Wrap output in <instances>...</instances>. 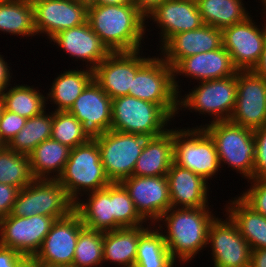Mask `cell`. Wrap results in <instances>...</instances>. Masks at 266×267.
<instances>
[{
    "label": "cell",
    "instance_id": "ab89813d",
    "mask_svg": "<svg viewBox=\"0 0 266 267\" xmlns=\"http://www.w3.org/2000/svg\"><path fill=\"white\" fill-rule=\"evenodd\" d=\"M251 183L239 197L255 212L266 217V177L247 180Z\"/></svg>",
    "mask_w": 266,
    "mask_h": 267
},
{
    "label": "cell",
    "instance_id": "74e56055",
    "mask_svg": "<svg viewBox=\"0 0 266 267\" xmlns=\"http://www.w3.org/2000/svg\"><path fill=\"white\" fill-rule=\"evenodd\" d=\"M112 208L114 230L148 223L139 215L128 191L121 183H112Z\"/></svg>",
    "mask_w": 266,
    "mask_h": 267
},
{
    "label": "cell",
    "instance_id": "d6986e66",
    "mask_svg": "<svg viewBox=\"0 0 266 267\" xmlns=\"http://www.w3.org/2000/svg\"><path fill=\"white\" fill-rule=\"evenodd\" d=\"M88 1L46 0L33 6L36 35L50 40L58 32L87 22Z\"/></svg>",
    "mask_w": 266,
    "mask_h": 267
},
{
    "label": "cell",
    "instance_id": "52a82bcc",
    "mask_svg": "<svg viewBox=\"0 0 266 267\" xmlns=\"http://www.w3.org/2000/svg\"><path fill=\"white\" fill-rule=\"evenodd\" d=\"M236 95L237 73L222 79L201 81L188 94H179L178 110L209 115L213 118L210 123L229 121L235 108Z\"/></svg>",
    "mask_w": 266,
    "mask_h": 267
},
{
    "label": "cell",
    "instance_id": "cb8c5ba5",
    "mask_svg": "<svg viewBox=\"0 0 266 267\" xmlns=\"http://www.w3.org/2000/svg\"><path fill=\"white\" fill-rule=\"evenodd\" d=\"M171 207H209L210 183L202 177L173 163L167 172Z\"/></svg>",
    "mask_w": 266,
    "mask_h": 267
},
{
    "label": "cell",
    "instance_id": "836d02e7",
    "mask_svg": "<svg viewBox=\"0 0 266 267\" xmlns=\"http://www.w3.org/2000/svg\"><path fill=\"white\" fill-rule=\"evenodd\" d=\"M53 111L28 118L24 127L7 145L19 154L29 155L40 143L51 138Z\"/></svg>",
    "mask_w": 266,
    "mask_h": 267
},
{
    "label": "cell",
    "instance_id": "7a4b0ae2",
    "mask_svg": "<svg viewBox=\"0 0 266 267\" xmlns=\"http://www.w3.org/2000/svg\"><path fill=\"white\" fill-rule=\"evenodd\" d=\"M87 21L111 52L142 50L149 30L146 16L134 5H88Z\"/></svg>",
    "mask_w": 266,
    "mask_h": 267
},
{
    "label": "cell",
    "instance_id": "4fadbf2b",
    "mask_svg": "<svg viewBox=\"0 0 266 267\" xmlns=\"http://www.w3.org/2000/svg\"><path fill=\"white\" fill-rule=\"evenodd\" d=\"M224 217L227 218L217 216L208 231L207 247L211 248L213 267H249L250 245L231 218Z\"/></svg>",
    "mask_w": 266,
    "mask_h": 267
},
{
    "label": "cell",
    "instance_id": "f546056e",
    "mask_svg": "<svg viewBox=\"0 0 266 267\" xmlns=\"http://www.w3.org/2000/svg\"><path fill=\"white\" fill-rule=\"evenodd\" d=\"M70 148L52 138L40 143L28 156L34 179H58L68 161Z\"/></svg>",
    "mask_w": 266,
    "mask_h": 267
},
{
    "label": "cell",
    "instance_id": "30bf717a",
    "mask_svg": "<svg viewBox=\"0 0 266 267\" xmlns=\"http://www.w3.org/2000/svg\"><path fill=\"white\" fill-rule=\"evenodd\" d=\"M148 137L115 130L96 138L105 173L111 183H121L133 175L138 157Z\"/></svg>",
    "mask_w": 266,
    "mask_h": 267
},
{
    "label": "cell",
    "instance_id": "db71d44e",
    "mask_svg": "<svg viewBox=\"0 0 266 267\" xmlns=\"http://www.w3.org/2000/svg\"><path fill=\"white\" fill-rule=\"evenodd\" d=\"M3 110H4V103H3L2 97L0 96V118H1Z\"/></svg>",
    "mask_w": 266,
    "mask_h": 267
},
{
    "label": "cell",
    "instance_id": "4316f807",
    "mask_svg": "<svg viewBox=\"0 0 266 267\" xmlns=\"http://www.w3.org/2000/svg\"><path fill=\"white\" fill-rule=\"evenodd\" d=\"M146 228L141 225L103 232L104 263L109 261L115 267L135 266L139 235Z\"/></svg>",
    "mask_w": 266,
    "mask_h": 267
},
{
    "label": "cell",
    "instance_id": "44dd1931",
    "mask_svg": "<svg viewBox=\"0 0 266 267\" xmlns=\"http://www.w3.org/2000/svg\"><path fill=\"white\" fill-rule=\"evenodd\" d=\"M172 69L174 87L178 94L181 93L179 80L177 81L178 75L201 82L233 76L238 71L232 63L230 54L223 46L210 52L183 58Z\"/></svg>",
    "mask_w": 266,
    "mask_h": 267
},
{
    "label": "cell",
    "instance_id": "603a6c76",
    "mask_svg": "<svg viewBox=\"0 0 266 267\" xmlns=\"http://www.w3.org/2000/svg\"><path fill=\"white\" fill-rule=\"evenodd\" d=\"M222 46V31L204 24L198 29L172 36L161 48L160 56L173 68L181 59Z\"/></svg>",
    "mask_w": 266,
    "mask_h": 267
},
{
    "label": "cell",
    "instance_id": "8fae6325",
    "mask_svg": "<svg viewBox=\"0 0 266 267\" xmlns=\"http://www.w3.org/2000/svg\"><path fill=\"white\" fill-rule=\"evenodd\" d=\"M55 221L54 217L39 214L29 217L9 214L0 219V245L16 250L26 259H32Z\"/></svg>",
    "mask_w": 266,
    "mask_h": 267
},
{
    "label": "cell",
    "instance_id": "1f68e13d",
    "mask_svg": "<svg viewBox=\"0 0 266 267\" xmlns=\"http://www.w3.org/2000/svg\"><path fill=\"white\" fill-rule=\"evenodd\" d=\"M243 0H196L203 22L224 29L245 21L250 13Z\"/></svg>",
    "mask_w": 266,
    "mask_h": 267
},
{
    "label": "cell",
    "instance_id": "7c38bea8",
    "mask_svg": "<svg viewBox=\"0 0 266 267\" xmlns=\"http://www.w3.org/2000/svg\"><path fill=\"white\" fill-rule=\"evenodd\" d=\"M262 10H265L263 14L266 15V5H262ZM252 19L253 16H249L245 21L221 30L222 46L230 54L232 63L238 71H250L254 68L266 41V22L262 24L261 29Z\"/></svg>",
    "mask_w": 266,
    "mask_h": 267
},
{
    "label": "cell",
    "instance_id": "9f6ffc18",
    "mask_svg": "<svg viewBox=\"0 0 266 267\" xmlns=\"http://www.w3.org/2000/svg\"><path fill=\"white\" fill-rule=\"evenodd\" d=\"M5 146V144L0 140V150Z\"/></svg>",
    "mask_w": 266,
    "mask_h": 267
},
{
    "label": "cell",
    "instance_id": "2e32d148",
    "mask_svg": "<svg viewBox=\"0 0 266 267\" xmlns=\"http://www.w3.org/2000/svg\"><path fill=\"white\" fill-rule=\"evenodd\" d=\"M230 122L255 130L266 125V80L250 71H237V95Z\"/></svg>",
    "mask_w": 266,
    "mask_h": 267
},
{
    "label": "cell",
    "instance_id": "8992f818",
    "mask_svg": "<svg viewBox=\"0 0 266 267\" xmlns=\"http://www.w3.org/2000/svg\"><path fill=\"white\" fill-rule=\"evenodd\" d=\"M74 210L75 202L57 179H34L19 190L10 214L17 217L39 214L57 220Z\"/></svg>",
    "mask_w": 266,
    "mask_h": 267
},
{
    "label": "cell",
    "instance_id": "9a60e30c",
    "mask_svg": "<svg viewBox=\"0 0 266 267\" xmlns=\"http://www.w3.org/2000/svg\"><path fill=\"white\" fill-rule=\"evenodd\" d=\"M84 228L81 217L75 210L70 215L57 219L33 259L49 266L72 267L78 236Z\"/></svg>",
    "mask_w": 266,
    "mask_h": 267
},
{
    "label": "cell",
    "instance_id": "f35d334b",
    "mask_svg": "<svg viewBox=\"0 0 266 267\" xmlns=\"http://www.w3.org/2000/svg\"><path fill=\"white\" fill-rule=\"evenodd\" d=\"M150 257H171L164 236L155 224L147 225V228L139 235L137 246L136 258Z\"/></svg>",
    "mask_w": 266,
    "mask_h": 267
},
{
    "label": "cell",
    "instance_id": "b9f144b4",
    "mask_svg": "<svg viewBox=\"0 0 266 267\" xmlns=\"http://www.w3.org/2000/svg\"><path fill=\"white\" fill-rule=\"evenodd\" d=\"M255 140V160L253 178L266 177V125L253 130Z\"/></svg>",
    "mask_w": 266,
    "mask_h": 267
},
{
    "label": "cell",
    "instance_id": "d6a6232c",
    "mask_svg": "<svg viewBox=\"0 0 266 267\" xmlns=\"http://www.w3.org/2000/svg\"><path fill=\"white\" fill-rule=\"evenodd\" d=\"M10 87V88H8ZM1 94L4 108L8 111L31 118L47 110L46 96L38 90V87L14 84L9 85ZM42 93V94H41Z\"/></svg>",
    "mask_w": 266,
    "mask_h": 267
},
{
    "label": "cell",
    "instance_id": "816d5d0a",
    "mask_svg": "<svg viewBox=\"0 0 266 267\" xmlns=\"http://www.w3.org/2000/svg\"><path fill=\"white\" fill-rule=\"evenodd\" d=\"M25 267H57V266H49V265L41 264L32 258V259L26 260Z\"/></svg>",
    "mask_w": 266,
    "mask_h": 267
},
{
    "label": "cell",
    "instance_id": "e575fe53",
    "mask_svg": "<svg viewBox=\"0 0 266 267\" xmlns=\"http://www.w3.org/2000/svg\"><path fill=\"white\" fill-rule=\"evenodd\" d=\"M33 180L29 156L19 154L5 145L0 150V183L15 186L20 190Z\"/></svg>",
    "mask_w": 266,
    "mask_h": 267
},
{
    "label": "cell",
    "instance_id": "e0dca14e",
    "mask_svg": "<svg viewBox=\"0 0 266 267\" xmlns=\"http://www.w3.org/2000/svg\"><path fill=\"white\" fill-rule=\"evenodd\" d=\"M121 184L128 191L139 215L148 223L156 224L171 208L167 176H130ZM150 220V222H149Z\"/></svg>",
    "mask_w": 266,
    "mask_h": 267
},
{
    "label": "cell",
    "instance_id": "d590c367",
    "mask_svg": "<svg viewBox=\"0 0 266 267\" xmlns=\"http://www.w3.org/2000/svg\"><path fill=\"white\" fill-rule=\"evenodd\" d=\"M103 232L84 228L78 236L72 267H102Z\"/></svg>",
    "mask_w": 266,
    "mask_h": 267
},
{
    "label": "cell",
    "instance_id": "4dcf8cb0",
    "mask_svg": "<svg viewBox=\"0 0 266 267\" xmlns=\"http://www.w3.org/2000/svg\"><path fill=\"white\" fill-rule=\"evenodd\" d=\"M0 31L12 36H36L34 8L23 0H0Z\"/></svg>",
    "mask_w": 266,
    "mask_h": 267
},
{
    "label": "cell",
    "instance_id": "8d00e7d4",
    "mask_svg": "<svg viewBox=\"0 0 266 267\" xmlns=\"http://www.w3.org/2000/svg\"><path fill=\"white\" fill-rule=\"evenodd\" d=\"M51 138L70 149L89 140L83 132L82 124L68 111H53Z\"/></svg>",
    "mask_w": 266,
    "mask_h": 267
},
{
    "label": "cell",
    "instance_id": "ffe728a7",
    "mask_svg": "<svg viewBox=\"0 0 266 267\" xmlns=\"http://www.w3.org/2000/svg\"><path fill=\"white\" fill-rule=\"evenodd\" d=\"M159 28V47L172 36L204 25L196 0H165L146 15Z\"/></svg>",
    "mask_w": 266,
    "mask_h": 267
},
{
    "label": "cell",
    "instance_id": "7402d4cb",
    "mask_svg": "<svg viewBox=\"0 0 266 267\" xmlns=\"http://www.w3.org/2000/svg\"><path fill=\"white\" fill-rule=\"evenodd\" d=\"M52 41L53 45L56 44L75 61L80 59L79 61L85 62L87 65L83 68L91 70H94L111 53L100 37L91 29L88 21L77 27L58 32L50 39V42Z\"/></svg>",
    "mask_w": 266,
    "mask_h": 267
},
{
    "label": "cell",
    "instance_id": "ba28073f",
    "mask_svg": "<svg viewBox=\"0 0 266 267\" xmlns=\"http://www.w3.org/2000/svg\"><path fill=\"white\" fill-rule=\"evenodd\" d=\"M174 128V163L193 171L207 182L221 170L211 136L197 127Z\"/></svg>",
    "mask_w": 266,
    "mask_h": 267
},
{
    "label": "cell",
    "instance_id": "484cf974",
    "mask_svg": "<svg viewBox=\"0 0 266 267\" xmlns=\"http://www.w3.org/2000/svg\"><path fill=\"white\" fill-rule=\"evenodd\" d=\"M87 199L75 202V211L80 215L85 228L96 231H113L112 183L102 190L85 194ZM85 200V201H84Z\"/></svg>",
    "mask_w": 266,
    "mask_h": 267
},
{
    "label": "cell",
    "instance_id": "f1b7e54d",
    "mask_svg": "<svg viewBox=\"0 0 266 267\" xmlns=\"http://www.w3.org/2000/svg\"><path fill=\"white\" fill-rule=\"evenodd\" d=\"M226 214L237 225L251 250L266 248V217L255 212L239 196L229 199Z\"/></svg>",
    "mask_w": 266,
    "mask_h": 267
},
{
    "label": "cell",
    "instance_id": "f6af8a7d",
    "mask_svg": "<svg viewBox=\"0 0 266 267\" xmlns=\"http://www.w3.org/2000/svg\"><path fill=\"white\" fill-rule=\"evenodd\" d=\"M172 257L136 258L135 267H176Z\"/></svg>",
    "mask_w": 266,
    "mask_h": 267
},
{
    "label": "cell",
    "instance_id": "5b68a950",
    "mask_svg": "<svg viewBox=\"0 0 266 267\" xmlns=\"http://www.w3.org/2000/svg\"><path fill=\"white\" fill-rule=\"evenodd\" d=\"M111 108V130L123 133L156 137L174 120L161 106L130 95L112 99Z\"/></svg>",
    "mask_w": 266,
    "mask_h": 267
},
{
    "label": "cell",
    "instance_id": "9c48e42d",
    "mask_svg": "<svg viewBox=\"0 0 266 267\" xmlns=\"http://www.w3.org/2000/svg\"><path fill=\"white\" fill-rule=\"evenodd\" d=\"M129 95L161 106L173 119L178 111V96L173 69L161 57L152 56L135 74Z\"/></svg>",
    "mask_w": 266,
    "mask_h": 267
},
{
    "label": "cell",
    "instance_id": "11a10c76",
    "mask_svg": "<svg viewBox=\"0 0 266 267\" xmlns=\"http://www.w3.org/2000/svg\"><path fill=\"white\" fill-rule=\"evenodd\" d=\"M259 1H261V2H259V3H261L260 6L261 5H266V0H259Z\"/></svg>",
    "mask_w": 266,
    "mask_h": 267
},
{
    "label": "cell",
    "instance_id": "c3c4849f",
    "mask_svg": "<svg viewBox=\"0 0 266 267\" xmlns=\"http://www.w3.org/2000/svg\"><path fill=\"white\" fill-rule=\"evenodd\" d=\"M133 5L138 8L145 16L150 13L156 6L165 0H132Z\"/></svg>",
    "mask_w": 266,
    "mask_h": 267
},
{
    "label": "cell",
    "instance_id": "7dc6e473",
    "mask_svg": "<svg viewBox=\"0 0 266 267\" xmlns=\"http://www.w3.org/2000/svg\"><path fill=\"white\" fill-rule=\"evenodd\" d=\"M249 267H266V248L251 251Z\"/></svg>",
    "mask_w": 266,
    "mask_h": 267
},
{
    "label": "cell",
    "instance_id": "f907efd6",
    "mask_svg": "<svg viewBox=\"0 0 266 267\" xmlns=\"http://www.w3.org/2000/svg\"><path fill=\"white\" fill-rule=\"evenodd\" d=\"M88 5H133L132 0H91Z\"/></svg>",
    "mask_w": 266,
    "mask_h": 267
},
{
    "label": "cell",
    "instance_id": "3957f363",
    "mask_svg": "<svg viewBox=\"0 0 266 267\" xmlns=\"http://www.w3.org/2000/svg\"><path fill=\"white\" fill-rule=\"evenodd\" d=\"M57 180L74 202L82 196L84 198V194L102 190L111 184L101 162L96 139H89L70 150L68 161Z\"/></svg>",
    "mask_w": 266,
    "mask_h": 267
},
{
    "label": "cell",
    "instance_id": "60d3db41",
    "mask_svg": "<svg viewBox=\"0 0 266 267\" xmlns=\"http://www.w3.org/2000/svg\"><path fill=\"white\" fill-rule=\"evenodd\" d=\"M27 118L4 108L0 118V140L8 145L16 134L24 127Z\"/></svg>",
    "mask_w": 266,
    "mask_h": 267
},
{
    "label": "cell",
    "instance_id": "681fc988",
    "mask_svg": "<svg viewBox=\"0 0 266 267\" xmlns=\"http://www.w3.org/2000/svg\"><path fill=\"white\" fill-rule=\"evenodd\" d=\"M254 74L266 80V41L263 46L259 61L251 70Z\"/></svg>",
    "mask_w": 266,
    "mask_h": 267
},
{
    "label": "cell",
    "instance_id": "5bb4252c",
    "mask_svg": "<svg viewBox=\"0 0 266 267\" xmlns=\"http://www.w3.org/2000/svg\"><path fill=\"white\" fill-rule=\"evenodd\" d=\"M140 51L111 52L93 70V80L111 99L129 95L136 72L151 58Z\"/></svg>",
    "mask_w": 266,
    "mask_h": 267
},
{
    "label": "cell",
    "instance_id": "277c9868",
    "mask_svg": "<svg viewBox=\"0 0 266 267\" xmlns=\"http://www.w3.org/2000/svg\"><path fill=\"white\" fill-rule=\"evenodd\" d=\"M202 125L199 128H203L215 143L220 167L223 168L227 164V168H233L246 180L253 179L255 160L253 130L230 121H216Z\"/></svg>",
    "mask_w": 266,
    "mask_h": 267
},
{
    "label": "cell",
    "instance_id": "ac0fdd59",
    "mask_svg": "<svg viewBox=\"0 0 266 267\" xmlns=\"http://www.w3.org/2000/svg\"><path fill=\"white\" fill-rule=\"evenodd\" d=\"M112 99L92 80L78 96L69 113L82 124L89 139H96L111 130Z\"/></svg>",
    "mask_w": 266,
    "mask_h": 267
},
{
    "label": "cell",
    "instance_id": "ee69618b",
    "mask_svg": "<svg viewBox=\"0 0 266 267\" xmlns=\"http://www.w3.org/2000/svg\"><path fill=\"white\" fill-rule=\"evenodd\" d=\"M26 260L16 250L0 245V267H25Z\"/></svg>",
    "mask_w": 266,
    "mask_h": 267
},
{
    "label": "cell",
    "instance_id": "6da1fadb",
    "mask_svg": "<svg viewBox=\"0 0 266 267\" xmlns=\"http://www.w3.org/2000/svg\"><path fill=\"white\" fill-rule=\"evenodd\" d=\"M210 210V207H171L155 224L163 234L170 255L176 262L190 263L188 261L193 260L207 247L209 227L216 218ZM162 225L165 227L164 232Z\"/></svg>",
    "mask_w": 266,
    "mask_h": 267
},
{
    "label": "cell",
    "instance_id": "f5cc1de1",
    "mask_svg": "<svg viewBox=\"0 0 266 267\" xmlns=\"http://www.w3.org/2000/svg\"><path fill=\"white\" fill-rule=\"evenodd\" d=\"M23 1H25L28 4H30L31 6H34L37 3H40V2H43V1H46V0H23Z\"/></svg>",
    "mask_w": 266,
    "mask_h": 267
},
{
    "label": "cell",
    "instance_id": "7bdbcfd3",
    "mask_svg": "<svg viewBox=\"0 0 266 267\" xmlns=\"http://www.w3.org/2000/svg\"><path fill=\"white\" fill-rule=\"evenodd\" d=\"M18 192L17 187L0 183V219L11 213Z\"/></svg>",
    "mask_w": 266,
    "mask_h": 267
},
{
    "label": "cell",
    "instance_id": "bcb514c9",
    "mask_svg": "<svg viewBox=\"0 0 266 267\" xmlns=\"http://www.w3.org/2000/svg\"><path fill=\"white\" fill-rule=\"evenodd\" d=\"M8 62H6L3 55L0 54V96L2 92L11 85L12 73L11 68L8 66Z\"/></svg>",
    "mask_w": 266,
    "mask_h": 267
},
{
    "label": "cell",
    "instance_id": "d4e9b609",
    "mask_svg": "<svg viewBox=\"0 0 266 267\" xmlns=\"http://www.w3.org/2000/svg\"><path fill=\"white\" fill-rule=\"evenodd\" d=\"M174 163V128L148 137L137 159L133 176H164Z\"/></svg>",
    "mask_w": 266,
    "mask_h": 267
},
{
    "label": "cell",
    "instance_id": "83f0119b",
    "mask_svg": "<svg viewBox=\"0 0 266 267\" xmlns=\"http://www.w3.org/2000/svg\"><path fill=\"white\" fill-rule=\"evenodd\" d=\"M93 80V70L89 68L69 69L61 72L50 85L46 102L55 105L54 111H69L78 96ZM50 99V100H48Z\"/></svg>",
    "mask_w": 266,
    "mask_h": 267
}]
</instances>
